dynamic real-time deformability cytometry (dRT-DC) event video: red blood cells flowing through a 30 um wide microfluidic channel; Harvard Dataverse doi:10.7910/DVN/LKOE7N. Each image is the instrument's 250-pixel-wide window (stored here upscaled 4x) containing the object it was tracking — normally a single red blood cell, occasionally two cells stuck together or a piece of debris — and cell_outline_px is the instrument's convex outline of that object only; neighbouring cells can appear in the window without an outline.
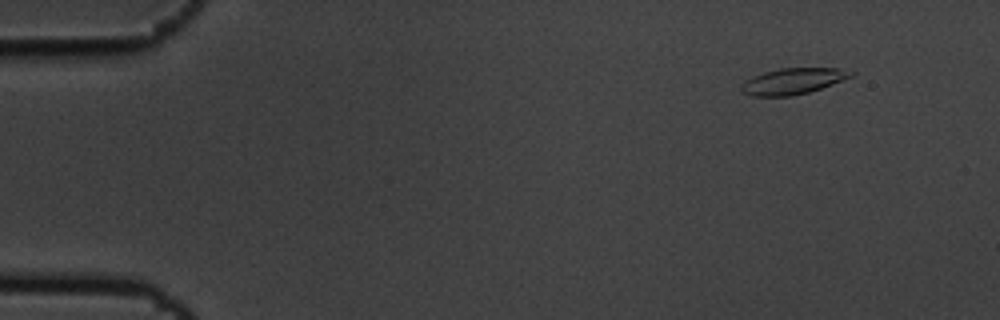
{"species": "common noctule bat (a hibernating species)", "species_latin": "Nyctalus noctula", "temperature_condition": "cold", "stored_images_in_passage": 4, "camera_frame_rate_fps": 3000, "um_per_image_px": 0.085, "animal": {"sex": "male", "body_mass_g": 19.5, "forearm_length_mm": 54.6}, "frame": {"image": 1, "passage_image": 1, "time_ms": 0.0, "image_size_px": [1000, 320], "cell_outline_px": [[856, 72], [852, 76], [832, 84], [808, 92], [792, 96], [752, 96], [740, 92], [740, 84], [744, 80], [752, 76], [764, 72], [780, 68], [840, 68]], "centroid_in_image_um": [67.34, 6.9], "position_along_channel_um": 17.7, "area_um2": 16.76}}